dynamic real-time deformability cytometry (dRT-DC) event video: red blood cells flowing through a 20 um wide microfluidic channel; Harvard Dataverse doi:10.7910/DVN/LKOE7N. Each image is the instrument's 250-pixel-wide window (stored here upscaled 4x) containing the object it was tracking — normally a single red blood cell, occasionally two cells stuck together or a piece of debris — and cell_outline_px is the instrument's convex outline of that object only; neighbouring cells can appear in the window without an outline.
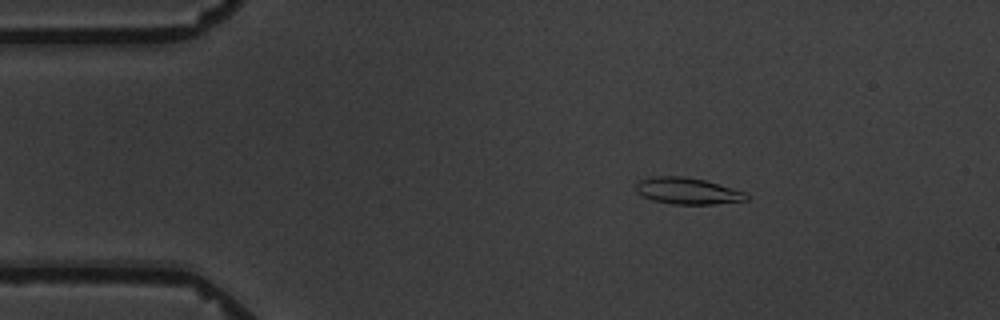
{"species": "common noctule bat (a hibernating species)", "species_latin": "Nyctalus noctula", "temperature_condition": "warm", "stored_images_in_passage": 5, "camera_frame_rate_fps": 3000, "um_per_image_px": 0.085, "animal": {"sex": "male", "body_mass_g": 19.5, "forearm_length_mm": 54.6}, "frame": {"image": 1, "passage_image": 3, "time_ms": 2.333, "image_size_px": [1000, 320], "cell_outline_px": [[748, 200], [712, 204], [672, 204], [652, 200], [636, 192], [636, 184], [640, 180], [652, 176], [684, 176], [704, 180], [748, 192]], "centroid_in_image_um": [58.45, 16.23], "position_along_channel_um": 26.5, "area_um2": 17.11}}